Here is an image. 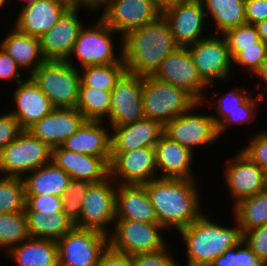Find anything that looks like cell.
Instances as JSON below:
<instances>
[{
  "label": "cell",
  "instance_id": "obj_25",
  "mask_svg": "<svg viewBox=\"0 0 267 266\" xmlns=\"http://www.w3.org/2000/svg\"><path fill=\"white\" fill-rule=\"evenodd\" d=\"M194 153L162 134L155 145L156 168L159 178L195 179L191 167Z\"/></svg>",
  "mask_w": 267,
  "mask_h": 266
},
{
  "label": "cell",
  "instance_id": "obj_42",
  "mask_svg": "<svg viewBox=\"0 0 267 266\" xmlns=\"http://www.w3.org/2000/svg\"><path fill=\"white\" fill-rule=\"evenodd\" d=\"M250 95L244 102H243V111H236L229 113L228 116L217 126L218 128V135L223 136L222 134L225 133L228 126H232L234 124H251L253 120L256 119L257 111L259 112V103L260 100L264 99V93L261 92L260 94L253 96Z\"/></svg>",
  "mask_w": 267,
  "mask_h": 266
},
{
  "label": "cell",
  "instance_id": "obj_11",
  "mask_svg": "<svg viewBox=\"0 0 267 266\" xmlns=\"http://www.w3.org/2000/svg\"><path fill=\"white\" fill-rule=\"evenodd\" d=\"M203 103H197L189 111L181 114L163 126V134L169 139L178 142L182 146L194 149L213 144L221 138L218 135L217 125L211 115L194 112Z\"/></svg>",
  "mask_w": 267,
  "mask_h": 266
},
{
  "label": "cell",
  "instance_id": "obj_39",
  "mask_svg": "<svg viewBox=\"0 0 267 266\" xmlns=\"http://www.w3.org/2000/svg\"><path fill=\"white\" fill-rule=\"evenodd\" d=\"M222 37L227 42L232 59L243 48L257 47V42H261L256 26L247 23L226 31Z\"/></svg>",
  "mask_w": 267,
  "mask_h": 266
},
{
  "label": "cell",
  "instance_id": "obj_51",
  "mask_svg": "<svg viewBox=\"0 0 267 266\" xmlns=\"http://www.w3.org/2000/svg\"><path fill=\"white\" fill-rule=\"evenodd\" d=\"M98 266H134L132 256L114 251L109 246L102 253Z\"/></svg>",
  "mask_w": 267,
  "mask_h": 266
},
{
  "label": "cell",
  "instance_id": "obj_27",
  "mask_svg": "<svg viewBox=\"0 0 267 266\" xmlns=\"http://www.w3.org/2000/svg\"><path fill=\"white\" fill-rule=\"evenodd\" d=\"M116 220H135L159 224L155 209L144 185L117 184Z\"/></svg>",
  "mask_w": 267,
  "mask_h": 266
},
{
  "label": "cell",
  "instance_id": "obj_53",
  "mask_svg": "<svg viewBox=\"0 0 267 266\" xmlns=\"http://www.w3.org/2000/svg\"><path fill=\"white\" fill-rule=\"evenodd\" d=\"M257 78H260L259 82L255 83L257 88H260L262 85L261 83L263 82V84L265 85V91H263L264 93L267 92V57L265 58V60L263 61V63L261 64L260 69L254 74ZM261 82V83H260Z\"/></svg>",
  "mask_w": 267,
  "mask_h": 266
},
{
  "label": "cell",
  "instance_id": "obj_21",
  "mask_svg": "<svg viewBox=\"0 0 267 266\" xmlns=\"http://www.w3.org/2000/svg\"><path fill=\"white\" fill-rule=\"evenodd\" d=\"M17 85L12 92L16 108L8 112L18 120L23 130H28L55 108L29 75Z\"/></svg>",
  "mask_w": 267,
  "mask_h": 266
},
{
  "label": "cell",
  "instance_id": "obj_48",
  "mask_svg": "<svg viewBox=\"0 0 267 266\" xmlns=\"http://www.w3.org/2000/svg\"><path fill=\"white\" fill-rule=\"evenodd\" d=\"M24 130L18 120L9 112L0 115V154Z\"/></svg>",
  "mask_w": 267,
  "mask_h": 266
},
{
  "label": "cell",
  "instance_id": "obj_43",
  "mask_svg": "<svg viewBox=\"0 0 267 266\" xmlns=\"http://www.w3.org/2000/svg\"><path fill=\"white\" fill-rule=\"evenodd\" d=\"M267 57V45L261 41L257 42V47L243 48L234 58L233 63L240 65L241 68L248 71L252 76L261 67V64Z\"/></svg>",
  "mask_w": 267,
  "mask_h": 266
},
{
  "label": "cell",
  "instance_id": "obj_1",
  "mask_svg": "<svg viewBox=\"0 0 267 266\" xmlns=\"http://www.w3.org/2000/svg\"><path fill=\"white\" fill-rule=\"evenodd\" d=\"M166 231H179L202 214L199 189L193 179L156 178L143 184ZM200 200V201H199Z\"/></svg>",
  "mask_w": 267,
  "mask_h": 266
},
{
  "label": "cell",
  "instance_id": "obj_34",
  "mask_svg": "<svg viewBox=\"0 0 267 266\" xmlns=\"http://www.w3.org/2000/svg\"><path fill=\"white\" fill-rule=\"evenodd\" d=\"M81 70L79 72L80 87H91L104 91H112L120 78L127 72L125 63L87 66Z\"/></svg>",
  "mask_w": 267,
  "mask_h": 266
},
{
  "label": "cell",
  "instance_id": "obj_40",
  "mask_svg": "<svg viewBox=\"0 0 267 266\" xmlns=\"http://www.w3.org/2000/svg\"><path fill=\"white\" fill-rule=\"evenodd\" d=\"M225 94L221 95V98H217L215 104L212 107H216V114H211L216 125L218 126L229 113L236 111H243V102L252 95V91L248 93L246 87H233ZM251 93V94H250Z\"/></svg>",
  "mask_w": 267,
  "mask_h": 266
},
{
  "label": "cell",
  "instance_id": "obj_16",
  "mask_svg": "<svg viewBox=\"0 0 267 266\" xmlns=\"http://www.w3.org/2000/svg\"><path fill=\"white\" fill-rule=\"evenodd\" d=\"M156 174L155 147L111 153L109 175L117 184L143 185L158 178Z\"/></svg>",
  "mask_w": 267,
  "mask_h": 266
},
{
  "label": "cell",
  "instance_id": "obj_55",
  "mask_svg": "<svg viewBox=\"0 0 267 266\" xmlns=\"http://www.w3.org/2000/svg\"><path fill=\"white\" fill-rule=\"evenodd\" d=\"M255 26L258 34L260 35L261 41L267 45V19L260 21Z\"/></svg>",
  "mask_w": 267,
  "mask_h": 266
},
{
  "label": "cell",
  "instance_id": "obj_49",
  "mask_svg": "<svg viewBox=\"0 0 267 266\" xmlns=\"http://www.w3.org/2000/svg\"><path fill=\"white\" fill-rule=\"evenodd\" d=\"M21 71L22 68L16 61L0 47V80L9 82L14 80L18 84L24 80Z\"/></svg>",
  "mask_w": 267,
  "mask_h": 266
},
{
  "label": "cell",
  "instance_id": "obj_22",
  "mask_svg": "<svg viewBox=\"0 0 267 266\" xmlns=\"http://www.w3.org/2000/svg\"><path fill=\"white\" fill-rule=\"evenodd\" d=\"M71 7L66 0H38L22 7L14 27L22 33L40 37L51 29Z\"/></svg>",
  "mask_w": 267,
  "mask_h": 266
},
{
  "label": "cell",
  "instance_id": "obj_47",
  "mask_svg": "<svg viewBox=\"0 0 267 266\" xmlns=\"http://www.w3.org/2000/svg\"><path fill=\"white\" fill-rule=\"evenodd\" d=\"M168 249L167 246L162 251L132 255L134 266H181Z\"/></svg>",
  "mask_w": 267,
  "mask_h": 266
},
{
  "label": "cell",
  "instance_id": "obj_56",
  "mask_svg": "<svg viewBox=\"0 0 267 266\" xmlns=\"http://www.w3.org/2000/svg\"><path fill=\"white\" fill-rule=\"evenodd\" d=\"M263 179H264L265 190H267V167L263 169Z\"/></svg>",
  "mask_w": 267,
  "mask_h": 266
},
{
  "label": "cell",
  "instance_id": "obj_9",
  "mask_svg": "<svg viewBox=\"0 0 267 266\" xmlns=\"http://www.w3.org/2000/svg\"><path fill=\"white\" fill-rule=\"evenodd\" d=\"M113 178L109 175L103 181L91 183L82 202L80 220L75 227L97 230L106 235L116 220V189Z\"/></svg>",
  "mask_w": 267,
  "mask_h": 266
},
{
  "label": "cell",
  "instance_id": "obj_58",
  "mask_svg": "<svg viewBox=\"0 0 267 266\" xmlns=\"http://www.w3.org/2000/svg\"><path fill=\"white\" fill-rule=\"evenodd\" d=\"M8 3V0H0V9Z\"/></svg>",
  "mask_w": 267,
  "mask_h": 266
},
{
  "label": "cell",
  "instance_id": "obj_57",
  "mask_svg": "<svg viewBox=\"0 0 267 266\" xmlns=\"http://www.w3.org/2000/svg\"><path fill=\"white\" fill-rule=\"evenodd\" d=\"M10 0H8V2H9ZM22 1V0H21ZM38 0H24L23 1V6H21V7H25V6H28V5H31V4H34L35 2H37Z\"/></svg>",
  "mask_w": 267,
  "mask_h": 266
},
{
  "label": "cell",
  "instance_id": "obj_37",
  "mask_svg": "<svg viewBox=\"0 0 267 266\" xmlns=\"http://www.w3.org/2000/svg\"><path fill=\"white\" fill-rule=\"evenodd\" d=\"M25 186L22 178L0 177V214L25 211Z\"/></svg>",
  "mask_w": 267,
  "mask_h": 266
},
{
  "label": "cell",
  "instance_id": "obj_26",
  "mask_svg": "<svg viewBox=\"0 0 267 266\" xmlns=\"http://www.w3.org/2000/svg\"><path fill=\"white\" fill-rule=\"evenodd\" d=\"M52 161L71 179L98 183L109 176V165L101 157L79 154L61 146L52 148Z\"/></svg>",
  "mask_w": 267,
  "mask_h": 266
},
{
  "label": "cell",
  "instance_id": "obj_46",
  "mask_svg": "<svg viewBox=\"0 0 267 266\" xmlns=\"http://www.w3.org/2000/svg\"><path fill=\"white\" fill-rule=\"evenodd\" d=\"M25 211L59 212L63 209L62 197L54 195H25Z\"/></svg>",
  "mask_w": 267,
  "mask_h": 266
},
{
  "label": "cell",
  "instance_id": "obj_54",
  "mask_svg": "<svg viewBox=\"0 0 267 266\" xmlns=\"http://www.w3.org/2000/svg\"><path fill=\"white\" fill-rule=\"evenodd\" d=\"M185 0H153L156 8L163 13L166 9L176 6Z\"/></svg>",
  "mask_w": 267,
  "mask_h": 266
},
{
  "label": "cell",
  "instance_id": "obj_31",
  "mask_svg": "<svg viewBox=\"0 0 267 266\" xmlns=\"http://www.w3.org/2000/svg\"><path fill=\"white\" fill-rule=\"evenodd\" d=\"M31 238L58 241L74 227L64 214L59 212L24 211Z\"/></svg>",
  "mask_w": 267,
  "mask_h": 266
},
{
  "label": "cell",
  "instance_id": "obj_44",
  "mask_svg": "<svg viewBox=\"0 0 267 266\" xmlns=\"http://www.w3.org/2000/svg\"><path fill=\"white\" fill-rule=\"evenodd\" d=\"M241 151L244 152L260 168L267 167V131L262 130L248 141Z\"/></svg>",
  "mask_w": 267,
  "mask_h": 266
},
{
  "label": "cell",
  "instance_id": "obj_30",
  "mask_svg": "<svg viewBox=\"0 0 267 266\" xmlns=\"http://www.w3.org/2000/svg\"><path fill=\"white\" fill-rule=\"evenodd\" d=\"M18 266H58L57 241L29 237L7 251Z\"/></svg>",
  "mask_w": 267,
  "mask_h": 266
},
{
  "label": "cell",
  "instance_id": "obj_3",
  "mask_svg": "<svg viewBox=\"0 0 267 266\" xmlns=\"http://www.w3.org/2000/svg\"><path fill=\"white\" fill-rule=\"evenodd\" d=\"M234 224L236 226H223L202 214L180 229L179 236L187 246L186 266H209L226 250L237 246L243 240V233L236 219Z\"/></svg>",
  "mask_w": 267,
  "mask_h": 266
},
{
  "label": "cell",
  "instance_id": "obj_8",
  "mask_svg": "<svg viewBox=\"0 0 267 266\" xmlns=\"http://www.w3.org/2000/svg\"><path fill=\"white\" fill-rule=\"evenodd\" d=\"M114 223L108 235L109 247L114 251L132 256L162 251L168 246L161 234L166 229L160 224L135 220H115Z\"/></svg>",
  "mask_w": 267,
  "mask_h": 266
},
{
  "label": "cell",
  "instance_id": "obj_4",
  "mask_svg": "<svg viewBox=\"0 0 267 266\" xmlns=\"http://www.w3.org/2000/svg\"><path fill=\"white\" fill-rule=\"evenodd\" d=\"M66 60H45L29 75L50 99L54 108H76L80 74Z\"/></svg>",
  "mask_w": 267,
  "mask_h": 266
},
{
  "label": "cell",
  "instance_id": "obj_59",
  "mask_svg": "<svg viewBox=\"0 0 267 266\" xmlns=\"http://www.w3.org/2000/svg\"><path fill=\"white\" fill-rule=\"evenodd\" d=\"M67 2H69L70 4L74 1V0H66Z\"/></svg>",
  "mask_w": 267,
  "mask_h": 266
},
{
  "label": "cell",
  "instance_id": "obj_12",
  "mask_svg": "<svg viewBox=\"0 0 267 266\" xmlns=\"http://www.w3.org/2000/svg\"><path fill=\"white\" fill-rule=\"evenodd\" d=\"M193 63L202 80L213 87L215 81H226L231 76L233 59L225 38L215 34L188 46Z\"/></svg>",
  "mask_w": 267,
  "mask_h": 266
},
{
  "label": "cell",
  "instance_id": "obj_32",
  "mask_svg": "<svg viewBox=\"0 0 267 266\" xmlns=\"http://www.w3.org/2000/svg\"><path fill=\"white\" fill-rule=\"evenodd\" d=\"M218 35L246 23L245 0H200ZM217 31V32H216Z\"/></svg>",
  "mask_w": 267,
  "mask_h": 266
},
{
  "label": "cell",
  "instance_id": "obj_24",
  "mask_svg": "<svg viewBox=\"0 0 267 266\" xmlns=\"http://www.w3.org/2000/svg\"><path fill=\"white\" fill-rule=\"evenodd\" d=\"M104 121H86L60 146L65 150L101 157L108 165L111 162V132ZM106 127V128H105Z\"/></svg>",
  "mask_w": 267,
  "mask_h": 266
},
{
  "label": "cell",
  "instance_id": "obj_14",
  "mask_svg": "<svg viewBox=\"0 0 267 266\" xmlns=\"http://www.w3.org/2000/svg\"><path fill=\"white\" fill-rule=\"evenodd\" d=\"M102 10L100 18L121 35L120 40L131 30L153 23L162 15L153 0H108Z\"/></svg>",
  "mask_w": 267,
  "mask_h": 266
},
{
  "label": "cell",
  "instance_id": "obj_5",
  "mask_svg": "<svg viewBox=\"0 0 267 266\" xmlns=\"http://www.w3.org/2000/svg\"><path fill=\"white\" fill-rule=\"evenodd\" d=\"M142 101L144 116L162 126L198 103L184 89L153 76L143 77Z\"/></svg>",
  "mask_w": 267,
  "mask_h": 266
},
{
  "label": "cell",
  "instance_id": "obj_13",
  "mask_svg": "<svg viewBox=\"0 0 267 266\" xmlns=\"http://www.w3.org/2000/svg\"><path fill=\"white\" fill-rule=\"evenodd\" d=\"M153 77L184 89L198 103L209 104L205 92L209 87L200 77L188 47H178L170 53Z\"/></svg>",
  "mask_w": 267,
  "mask_h": 266
},
{
  "label": "cell",
  "instance_id": "obj_20",
  "mask_svg": "<svg viewBox=\"0 0 267 266\" xmlns=\"http://www.w3.org/2000/svg\"><path fill=\"white\" fill-rule=\"evenodd\" d=\"M87 120L76 108H55L37 121L28 131L51 148L60 146Z\"/></svg>",
  "mask_w": 267,
  "mask_h": 266
},
{
  "label": "cell",
  "instance_id": "obj_50",
  "mask_svg": "<svg viewBox=\"0 0 267 266\" xmlns=\"http://www.w3.org/2000/svg\"><path fill=\"white\" fill-rule=\"evenodd\" d=\"M245 17L252 25L267 19V0H245Z\"/></svg>",
  "mask_w": 267,
  "mask_h": 266
},
{
  "label": "cell",
  "instance_id": "obj_17",
  "mask_svg": "<svg viewBox=\"0 0 267 266\" xmlns=\"http://www.w3.org/2000/svg\"><path fill=\"white\" fill-rule=\"evenodd\" d=\"M163 18L169 23L175 42L179 47H188L206 38L203 30L209 20L200 0H185L166 9ZM204 36H203V35Z\"/></svg>",
  "mask_w": 267,
  "mask_h": 266
},
{
  "label": "cell",
  "instance_id": "obj_35",
  "mask_svg": "<svg viewBox=\"0 0 267 266\" xmlns=\"http://www.w3.org/2000/svg\"><path fill=\"white\" fill-rule=\"evenodd\" d=\"M110 103L111 91L79 87V99L76 109L83 114L87 121H108Z\"/></svg>",
  "mask_w": 267,
  "mask_h": 266
},
{
  "label": "cell",
  "instance_id": "obj_18",
  "mask_svg": "<svg viewBox=\"0 0 267 266\" xmlns=\"http://www.w3.org/2000/svg\"><path fill=\"white\" fill-rule=\"evenodd\" d=\"M224 179L234 205L240 200L265 190L263 169L241 150L227 159Z\"/></svg>",
  "mask_w": 267,
  "mask_h": 266
},
{
  "label": "cell",
  "instance_id": "obj_6",
  "mask_svg": "<svg viewBox=\"0 0 267 266\" xmlns=\"http://www.w3.org/2000/svg\"><path fill=\"white\" fill-rule=\"evenodd\" d=\"M92 27L83 26L79 32L78 38L74 44L70 57L66 60L73 67L79 69L77 64L73 63L71 56L74 57L82 68L95 65H108L115 63H124L123 60V42L119 54H115L114 42L115 32L101 18Z\"/></svg>",
  "mask_w": 267,
  "mask_h": 266
},
{
  "label": "cell",
  "instance_id": "obj_52",
  "mask_svg": "<svg viewBox=\"0 0 267 266\" xmlns=\"http://www.w3.org/2000/svg\"><path fill=\"white\" fill-rule=\"evenodd\" d=\"M108 0H74L71 3L72 7H78V8H84L86 10H95L93 12H96L98 9H102L106 4Z\"/></svg>",
  "mask_w": 267,
  "mask_h": 266
},
{
  "label": "cell",
  "instance_id": "obj_29",
  "mask_svg": "<svg viewBox=\"0 0 267 266\" xmlns=\"http://www.w3.org/2000/svg\"><path fill=\"white\" fill-rule=\"evenodd\" d=\"M25 195H54L62 197L71 177L53 161L39 167L22 178Z\"/></svg>",
  "mask_w": 267,
  "mask_h": 266
},
{
  "label": "cell",
  "instance_id": "obj_28",
  "mask_svg": "<svg viewBox=\"0 0 267 266\" xmlns=\"http://www.w3.org/2000/svg\"><path fill=\"white\" fill-rule=\"evenodd\" d=\"M0 43L4 49L22 68L29 70L30 75L46 60L41 52L40 38L17 30L14 26Z\"/></svg>",
  "mask_w": 267,
  "mask_h": 266
},
{
  "label": "cell",
  "instance_id": "obj_38",
  "mask_svg": "<svg viewBox=\"0 0 267 266\" xmlns=\"http://www.w3.org/2000/svg\"><path fill=\"white\" fill-rule=\"evenodd\" d=\"M90 184L85 180L71 179L62 196V211L73 224L80 220L82 202Z\"/></svg>",
  "mask_w": 267,
  "mask_h": 266
},
{
  "label": "cell",
  "instance_id": "obj_23",
  "mask_svg": "<svg viewBox=\"0 0 267 266\" xmlns=\"http://www.w3.org/2000/svg\"><path fill=\"white\" fill-rule=\"evenodd\" d=\"M110 129L111 153H123L144 147H155L163 134V126L147 117L136 122L114 126Z\"/></svg>",
  "mask_w": 267,
  "mask_h": 266
},
{
  "label": "cell",
  "instance_id": "obj_45",
  "mask_svg": "<svg viewBox=\"0 0 267 266\" xmlns=\"http://www.w3.org/2000/svg\"><path fill=\"white\" fill-rule=\"evenodd\" d=\"M243 240L260 261H267V224L246 231Z\"/></svg>",
  "mask_w": 267,
  "mask_h": 266
},
{
  "label": "cell",
  "instance_id": "obj_7",
  "mask_svg": "<svg viewBox=\"0 0 267 266\" xmlns=\"http://www.w3.org/2000/svg\"><path fill=\"white\" fill-rule=\"evenodd\" d=\"M52 161V148L24 130L0 154L1 176L23 178Z\"/></svg>",
  "mask_w": 267,
  "mask_h": 266
},
{
  "label": "cell",
  "instance_id": "obj_33",
  "mask_svg": "<svg viewBox=\"0 0 267 266\" xmlns=\"http://www.w3.org/2000/svg\"><path fill=\"white\" fill-rule=\"evenodd\" d=\"M232 211L243 234L267 224V190L240 200L233 205Z\"/></svg>",
  "mask_w": 267,
  "mask_h": 266
},
{
  "label": "cell",
  "instance_id": "obj_41",
  "mask_svg": "<svg viewBox=\"0 0 267 266\" xmlns=\"http://www.w3.org/2000/svg\"><path fill=\"white\" fill-rule=\"evenodd\" d=\"M209 266H264L250 247L242 240L237 246L226 250Z\"/></svg>",
  "mask_w": 267,
  "mask_h": 266
},
{
  "label": "cell",
  "instance_id": "obj_19",
  "mask_svg": "<svg viewBox=\"0 0 267 266\" xmlns=\"http://www.w3.org/2000/svg\"><path fill=\"white\" fill-rule=\"evenodd\" d=\"M78 7H70L58 22L40 36L41 52L46 60H67L73 50L81 28Z\"/></svg>",
  "mask_w": 267,
  "mask_h": 266
},
{
  "label": "cell",
  "instance_id": "obj_10",
  "mask_svg": "<svg viewBox=\"0 0 267 266\" xmlns=\"http://www.w3.org/2000/svg\"><path fill=\"white\" fill-rule=\"evenodd\" d=\"M58 266H98L108 248V235L74 227L57 241Z\"/></svg>",
  "mask_w": 267,
  "mask_h": 266
},
{
  "label": "cell",
  "instance_id": "obj_15",
  "mask_svg": "<svg viewBox=\"0 0 267 266\" xmlns=\"http://www.w3.org/2000/svg\"><path fill=\"white\" fill-rule=\"evenodd\" d=\"M143 77L126 72L111 91L110 128L144 118L142 101Z\"/></svg>",
  "mask_w": 267,
  "mask_h": 266
},
{
  "label": "cell",
  "instance_id": "obj_36",
  "mask_svg": "<svg viewBox=\"0 0 267 266\" xmlns=\"http://www.w3.org/2000/svg\"><path fill=\"white\" fill-rule=\"evenodd\" d=\"M29 237L25 212L0 214V250L7 252Z\"/></svg>",
  "mask_w": 267,
  "mask_h": 266
},
{
  "label": "cell",
  "instance_id": "obj_2",
  "mask_svg": "<svg viewBox=\"0 0 267 266\" xmlns=\"http://www.w3.org/2000/svg\"><path fill=\"white\" fill-rule=\"evenodd\" d=\"M122 42L127 72L142 77L153 76L163 60L179 47L162 15L155 22L128 32Z\"/></svg>",
  "mask_w": 267,
  "mask_h": 266
}]
</instances>
